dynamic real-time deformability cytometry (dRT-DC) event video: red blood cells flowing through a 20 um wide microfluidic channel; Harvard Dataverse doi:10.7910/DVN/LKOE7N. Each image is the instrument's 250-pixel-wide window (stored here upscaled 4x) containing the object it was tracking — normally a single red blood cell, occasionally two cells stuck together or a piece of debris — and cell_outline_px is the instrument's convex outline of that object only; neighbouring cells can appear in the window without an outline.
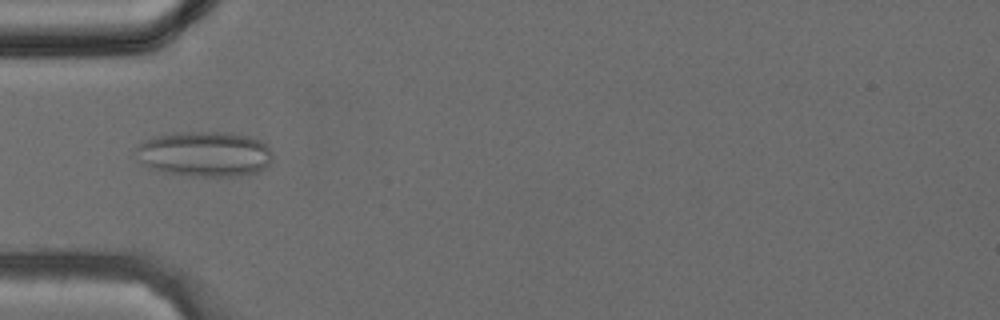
{"species": "common noctule bat (a hibernating species)", "species_latin": "Nyctalus noctula", "temperature_condition": "cold", "stored_images_in_passage": 10, "camera_frame_rate_fps": 3000, "um_per_image_px": 0.085, "animal": {"sex": "female", "body_mass_g": 24.6, "forearm_length_mm": 56.2}, "frame": {"image": 1, "passage_image": 4, "time_ms": 1.0, "image_size_px": [1000, 320], "cell_outline_px": [[272, 160], [264, 168], [256, 172], [236, 176], [188, 176], [148, 168], [132, 152], [144, 140], [156, 136], [176, 132], [232, 132], [248, 136], [260, 140], [268, 144], [272, 152]], "centroid_in_image_um": [17.4, 13.08], "position_along_channel_um": 67.6, "area_um2": 36.36}}